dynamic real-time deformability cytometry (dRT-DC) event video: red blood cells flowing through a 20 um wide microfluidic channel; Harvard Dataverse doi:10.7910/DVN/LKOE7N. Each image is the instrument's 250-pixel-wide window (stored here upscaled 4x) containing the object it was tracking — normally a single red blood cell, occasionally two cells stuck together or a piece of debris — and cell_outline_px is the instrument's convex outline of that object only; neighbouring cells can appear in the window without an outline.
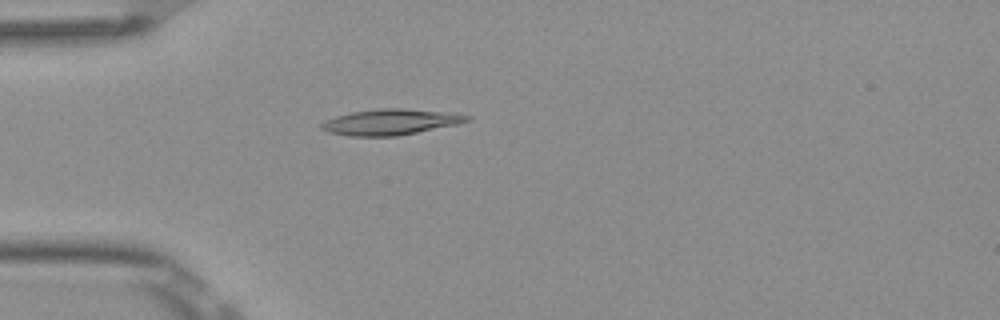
{"species": "Egyptian fruit bat (a non-hibernating species)", "species_latin": "Rousettus aegyptiacus", "temperature_condition": "room temperature", "stored_images_in_passage": 5, "camera_frame_rate_fps": 3000, "um_per_image_px": 0.085, "frame": {"image": 1, "passage_image": 5, "time_ms": 1.333, "image_size_px": [1000, 320], "cell_outline_px": [[472, 120], [456, 124], [396, 136], [348, 136], [328, 132], [320, 128], [320, 124], [336, 116], [352, 112], [380, 108], [400, 108], [456, 112], [472, 116]], "centroid_in_image_um": [33.25, 10.36], "position_along_channel_um": 51.8, "area_um2": 21.91}}